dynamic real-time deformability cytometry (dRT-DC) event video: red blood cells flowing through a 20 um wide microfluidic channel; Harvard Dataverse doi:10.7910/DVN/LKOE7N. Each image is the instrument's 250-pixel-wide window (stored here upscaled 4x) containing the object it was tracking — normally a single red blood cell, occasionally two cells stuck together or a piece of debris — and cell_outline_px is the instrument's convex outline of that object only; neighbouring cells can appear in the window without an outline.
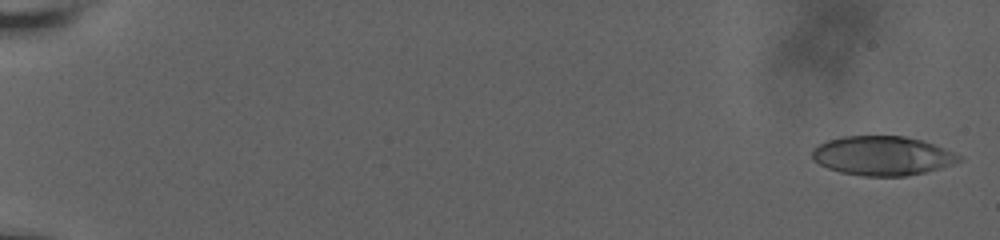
{"species": "human", "species_latin": "Homo sapiens", "temperature_condition": "room temperature", "stored_images_in_passage": 60, "camera_frame_rate_fps": 3000, "um_per_image_px": 0.085, "donor": {"sex": "male"}, "frame": {"image": 1, "passage_image": 2, "time_ms": 0.333, "image_size_px": [1000, 240], "cell_outline_px": [[964, 160], [940, 168], [924, 172], [904, 176], [864, 176], [840, 172], [828, 168], [812, 160], [812, 148], [828, 140], [840, 136], [904, 136], [924, 140], [964, 156]], "centroid_in_image_um": [75.02, 13.23], "position_along_channel_um": 10.0, "area_um2": 33.76}}
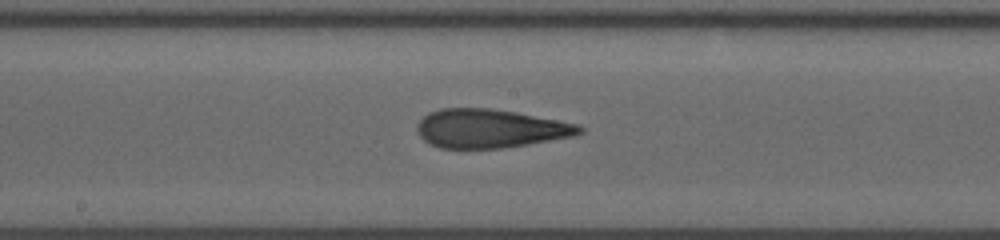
{"frame": {"image": 2, "passage_image": 35, "time_ms": 11.333, "image_size_px": [1000, 240], "cell_outline_px": [[584, 132], [576, 136], [528, 144], [500, 148], [440, 148], [424, 140], [420, 136], [416, 128], [416, 124], [428, 112], [440, 108], [488, 108], [516, 112], [580, 124], [584, 128]], "centroid_in_image_um": [41.69, 10.92], "position_along_channel_um": 206.5, "area_um2": 36.76}}
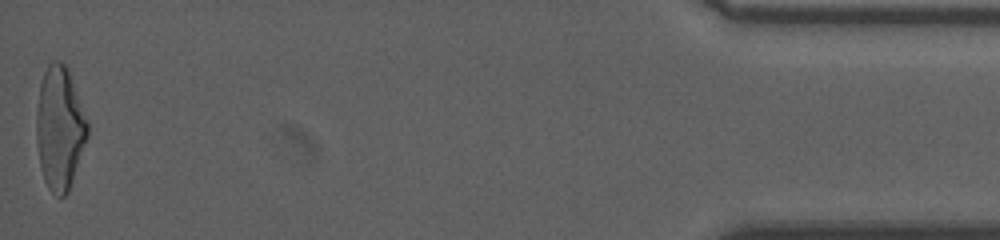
{"frame": {"image": 3, "passage_image": 60, "time_ms": 19.667, "image_size_px": [1000, 240], "cell_outline_px": [[88, 136], [68, 192], [64, 196], [56, 196], [48, 188], [44, 180], [40, 168], [36, 140], [36, 112], [40, 84], [44, 72], [48, 64], [52, 60], [60, 60], [68, 68], [88, 120]], "centroid_in_image_um": [5.07, 10.87], "position_along_channel_um": 430.1, "area_um2": 36.93}, "authors_computed_cell_mechanics": {"area_um2": 35.836, "velocity_mm_per_s": 3.6855, "shape_relaxation_time_tau1_ms": null, "shape_relaxation_time_tau2_ms": 1.7184, "deformation_change_tau1": null, "deformation_change_tau2": 0.1227}}